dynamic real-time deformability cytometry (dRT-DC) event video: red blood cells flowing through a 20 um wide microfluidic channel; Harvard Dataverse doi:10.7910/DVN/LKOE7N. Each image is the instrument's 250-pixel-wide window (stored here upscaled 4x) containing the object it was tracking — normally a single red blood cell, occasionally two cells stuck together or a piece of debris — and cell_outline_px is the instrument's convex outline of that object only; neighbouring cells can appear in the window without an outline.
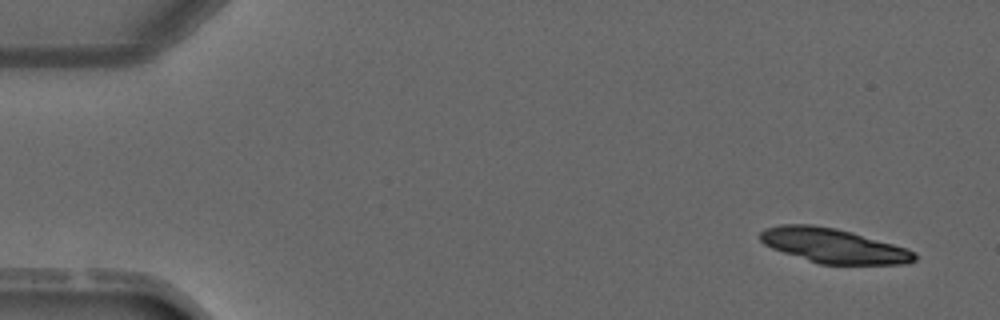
{"species": "common noctule bat (a hibernating species)", "species_latin": "Nyctalus noctula", "temperature_condition": "warm", "stored_images_in_passage": 3, "camera_frame_rate_fps": 3000, "um_per_image_px": 0.085, "animal": {"sex": "male", "forearm_length_mm": 52.5}, "frame": {"image": 1, "passage_image": 1, "time_ms": 0.0, "image_size_px": [1000, 320], "cell_outline_px": [[916, 260], [904, 264], [820, 264], [772, 248], [764, 244], [760, 240], [760, 232], [764, 228], [780, 224], [812, 224], [836, 228], [852, 232], [908, 248], [916, 252]], "centroid_in_image_um": [70.85, 20.87], "position_along_channel_um": 14.1, "area_um2": 31.04}}